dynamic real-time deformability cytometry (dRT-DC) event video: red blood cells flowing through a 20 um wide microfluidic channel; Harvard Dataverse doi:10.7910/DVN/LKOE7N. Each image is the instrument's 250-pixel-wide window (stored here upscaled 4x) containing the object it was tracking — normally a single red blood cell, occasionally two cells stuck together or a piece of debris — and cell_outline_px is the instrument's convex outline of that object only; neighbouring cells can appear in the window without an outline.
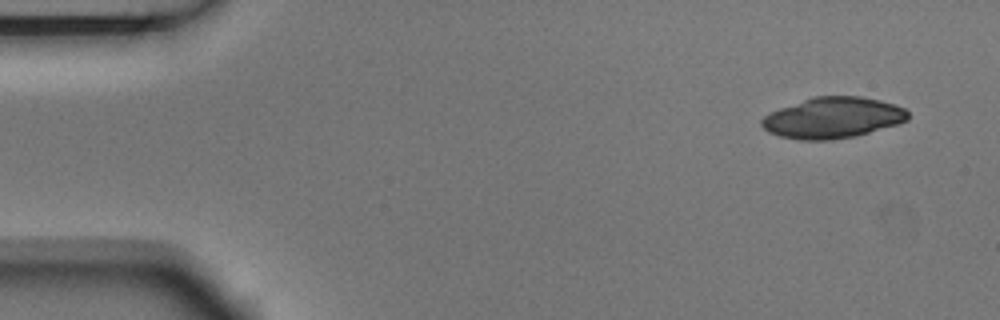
{"species": "Egyptian fruit bat (a non-hibernating species)", "species_latin": "Rousettus aegyptiacus", "temperature_condition": "room temperature", "stored_images_in_passage": 4, "camera_frame_rate_fps": 3000, "um_per_image_px": 0.085, "animal": {"sex": "male"}, "frame": {"image": 1, "passage_image": 1, "time_ms": 0.0, "image_size_px": [1000, 320], "cell_outline_px": [[908, 120], [896, 124], [856, 136], [828, 140], [796, 140], [780, 136], [768, 132], [760, 124], [760, 120], [764, 116], [780, 108], [812, 96], [860, 96], [880, 100], [896, 104], [904, 108], [908, 112]], "centroid_in_image_um": [70.77, 10.01], "position_along_channel_um": 14.2, "area_um2": 34.91}}